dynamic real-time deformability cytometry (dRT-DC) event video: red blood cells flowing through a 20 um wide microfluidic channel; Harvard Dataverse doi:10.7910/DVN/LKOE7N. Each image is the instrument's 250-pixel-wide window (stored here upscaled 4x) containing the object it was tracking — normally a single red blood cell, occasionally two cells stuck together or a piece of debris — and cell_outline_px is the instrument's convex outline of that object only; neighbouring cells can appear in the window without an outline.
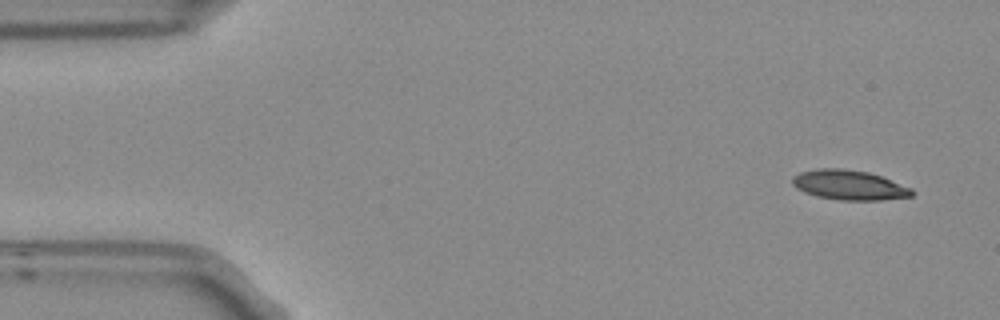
{"species": "Egyptian fruit bat (a non-hibernating species)", "species_latin": "Rousettus aegyptiacus", "temperature_condition": "room temperature", "stored_images_in_passage": 5, "segment_of_instrument_passage": [1, 2], "camera_frame_rate_fps": 3000, "um_per_image_px": 0.085, "frame": {"image": 1, "passage_image": 1, "time_ms": 0.0, "image_size_px": [1000, 320], "cell_outline_px": [[916, 192], [912, 196], [880, 200], [840, 200], [816, 196], [804, 192], [796, 188], [792, 184], [792, 176], [800, 172], [816, 168], [840, 168], [868, 172], [880, 176], [912, 188]], "centroid_in_image_um": [72.16, 15.72], "position_along_channel_um": 12.8, "area_um2": 20.81}}
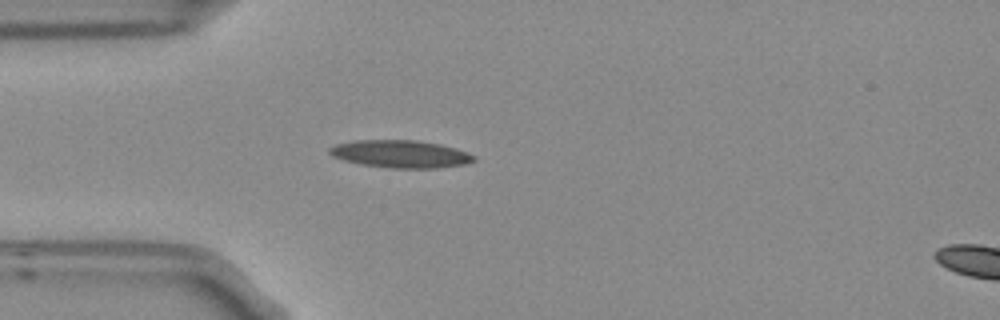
{"frame": {"image": 2, "passage_image": 4, "time_ms": 1.0, "image_size_px": [1000, 320], "cell_outline_px": [[476, 160], [464, 164], [436, 168], [392, 168], [360, 164], [344, 160], [332, 156], [328, 152], [328, 148], [336, 144], [352, 140], [416, 140], [440, 144], [456, 148], [468, 152], [476, 156]], "centroid_in_image_um": [34.04, 13.08], "position_along_channel_um": 51.0, "area_um2": 23.29}}